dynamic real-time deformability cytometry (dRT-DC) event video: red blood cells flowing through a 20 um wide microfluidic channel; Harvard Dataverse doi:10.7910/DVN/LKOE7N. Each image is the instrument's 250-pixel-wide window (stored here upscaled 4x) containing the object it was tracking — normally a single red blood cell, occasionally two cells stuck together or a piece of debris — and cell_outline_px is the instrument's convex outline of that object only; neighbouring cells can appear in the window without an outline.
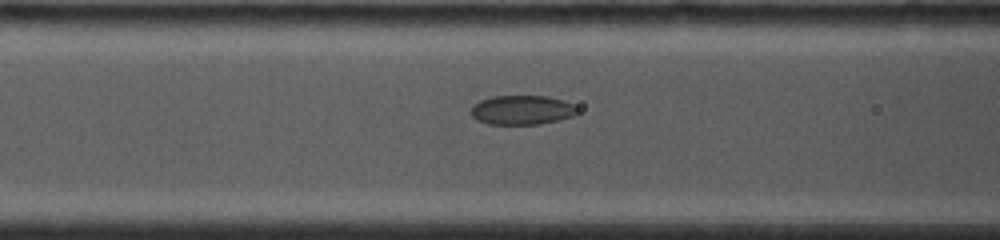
{"species": "common noctule bat (a hibernating species)", "species_latin": "Nyctalus noctula", "temperature_condition": "cold", "stored_images_in_passage": 12, "camera_frame_rate_fps": 4000, "um_per_image_px": 0.085, "animal": {"sex": "female", "body_mass_g": 19.0, "forearm_length_mm": 53.3}, "frame": {"image": 1, "passage_image": 4, "time_ms": 1.75, "image_size_px": [1000, 240], "cell_outline_px": [[580, 112], [576, 116], [540, 124], [488, 124], [476, 120], [468, 112], [480, 100], [492, 96], [548, 96], [564, 100], [572, 104]], "centroid_in_image_um": [44.38, 9.35], "position_along_channel_um": 122.2, "area_um2": 18.38}}
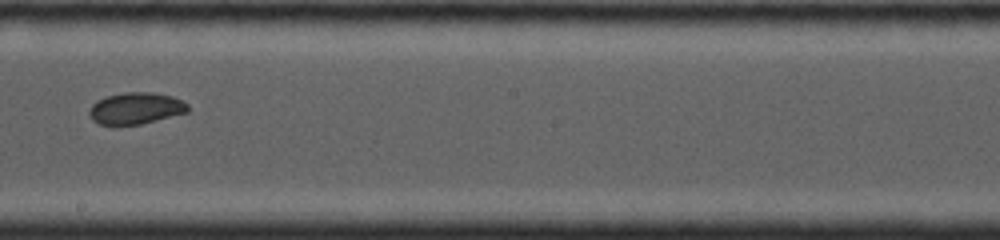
{"frame": {"image": 2, "passage_image": 9, "time_ms": 4.5, "image_size_px": [1000, 240], "cell_outline_px": [[188, 112], [140, 124], [100, 124], [92, 120], [88, 112], [92, 104], [96, 100], [108, 96], [124, 92], [152, 92], [172, 96], [188, 104]], "centroid_in_image_um": [11.53, 9.19], "position_along_channel_um": 236.7, "area_um2": 17.98}}
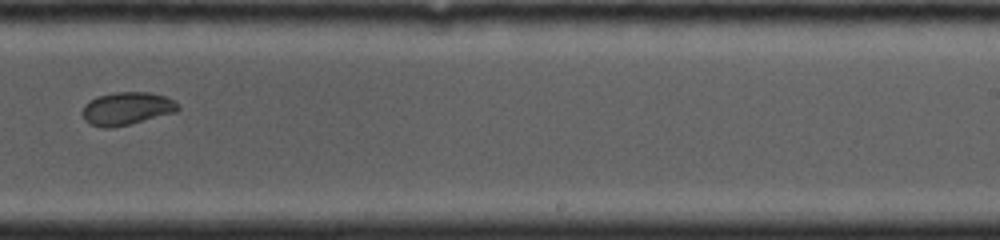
{"frame": {"image": 3, "passage_image": 11, "time_ms": 5.5, "image_size_px": [1000, 240], "cell_outline_px": [[180, 108], [176, 112], [112, 128], [104, 128], [88, 124], [84, 120], [84, 104], [96, 96], [116, 92], [148, 92], [168, 96], [180, 104]], "centroid_in_image_um": [10.8, 9.21], "position_along_channel_um": 278.2, "area_um2": 18.38}}